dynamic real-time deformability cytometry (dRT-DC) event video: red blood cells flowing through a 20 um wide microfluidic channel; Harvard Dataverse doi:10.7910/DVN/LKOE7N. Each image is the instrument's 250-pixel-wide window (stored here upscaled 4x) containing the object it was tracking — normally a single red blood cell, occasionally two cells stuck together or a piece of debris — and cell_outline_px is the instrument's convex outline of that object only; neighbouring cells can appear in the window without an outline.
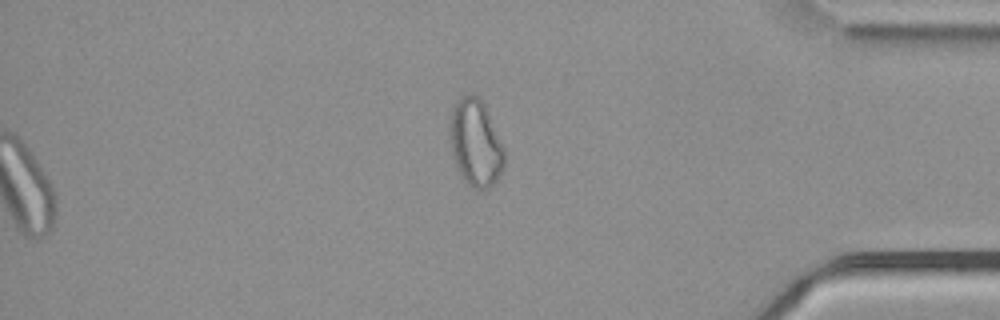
{"species": "common noctule bat (a hibernating species)", "species_latin": "Nyctalus noctula", "temperature_condition": "cold", "stored_images_in_passage": 43, "camera_frame_rate_fps": 3000, "um_per_image_px": 0.085, "animal": {"sex": "male", "body_mass_g": 21.5, "forearm_length_mm": 52.0}, "frame": {"image": 1, "passage_image": 43, "time_ms": 14.0, "image_size_px": [1000, 320], "cell_outline_px": [[504, 168], [496, 180], [488, 188], [476, 192], [460, 176], [456, 168], [448, 140], [448, 120], [452, 108], [456, 100], [472, 92], [484, 104], [488, 112], [504, 148]], "centroid_in_image_um": [40.37, 12.17], "position_along_channel_um": 394.8, "area_um2": 28.26}, "authors_computed_cell_mechanics": {"area_um2": 26.9926, "velocity_mm_per_s": 3.6974, "shape_relaxation_time_tau1_ms": null, "shape_relaxation_time_tau2_ms": 1.7387, "deformation_change_tau1": null, "deformation_change_tau2": 0.0824}}